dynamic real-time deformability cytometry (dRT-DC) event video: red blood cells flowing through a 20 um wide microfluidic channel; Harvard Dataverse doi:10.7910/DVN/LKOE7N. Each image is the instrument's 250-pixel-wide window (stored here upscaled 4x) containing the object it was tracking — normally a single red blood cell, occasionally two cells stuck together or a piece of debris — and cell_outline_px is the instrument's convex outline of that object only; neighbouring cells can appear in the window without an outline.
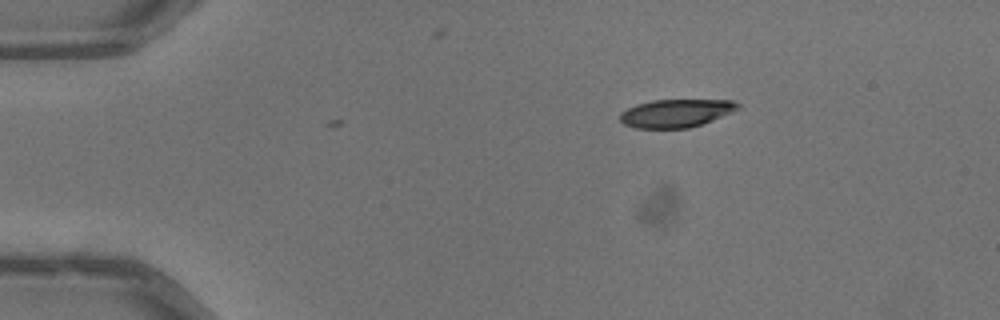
{"species": "common noctule bat (a hibernating species)", "species_latin": "Nyctalus noctula", "temperature_condition": "warm", "stored_images_in_passage": 3, "camera_frame_rate_fps": 3000, "um_per_image_px": 0.085, "animal": {"sex": "male", "body_mass_g": 13.3}, "frame": {"image": 1, "passage_image": 3, "time_ms": 0.667, "image_size_px": [1000, 320], "cell_outline_px": [[740, 108], [732, 112], [712, 120], [688, 128], [636, 128], [624, 124], [620, 120], [620, 112], [636, 104], [652, 100], [732, 100], [740, 104]], "centroid_in_image_um": [57.45, 9.61], "position_along_channel_um": 27.6, "area_um2": 19.19}}